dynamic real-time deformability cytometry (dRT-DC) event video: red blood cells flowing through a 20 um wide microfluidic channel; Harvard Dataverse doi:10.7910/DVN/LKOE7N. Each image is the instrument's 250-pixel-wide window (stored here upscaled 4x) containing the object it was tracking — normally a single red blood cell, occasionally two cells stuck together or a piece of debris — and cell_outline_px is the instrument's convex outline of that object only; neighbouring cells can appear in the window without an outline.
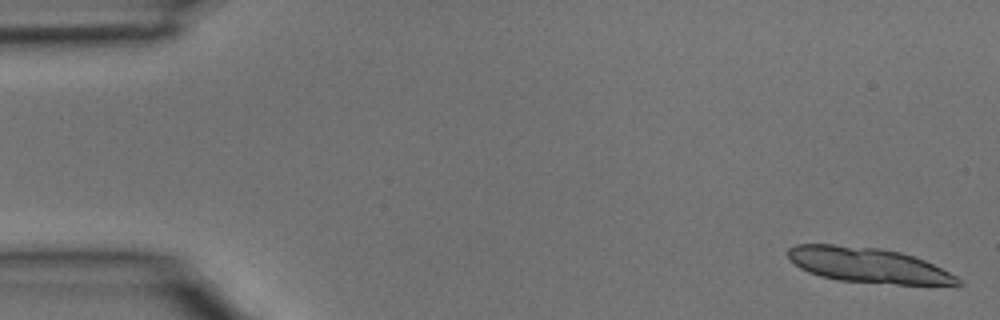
{"species": "common noctule bat (a hibernating species)", "species_latin": "Nyctalus noctula", "temperature_condition": "room temperature", "stored_images_in_passage": 4, "camera_frame_rate_fps": 3000, "um_per_image_px": 0.085, "animal": {"sex": "male", "body_mass_g": 15.6}, "frame": {"image": 1, "passage_image": 1, "time_ms": 0.0, "image_size_px": [1000, 320], "cell_outline_px": [[964, 284], [896, 284], [836, 280], [820, 276], [808, 272], [800, 268], [788, 256], [788, 248], [796, 244], [832, 244], [880, 248], [900, 252], [924, 260], [956, 276]], "centroid_in_image_um": [73.74, 22.53], "position_along_channel_um": 11.3, "area_um2": 34.33}}